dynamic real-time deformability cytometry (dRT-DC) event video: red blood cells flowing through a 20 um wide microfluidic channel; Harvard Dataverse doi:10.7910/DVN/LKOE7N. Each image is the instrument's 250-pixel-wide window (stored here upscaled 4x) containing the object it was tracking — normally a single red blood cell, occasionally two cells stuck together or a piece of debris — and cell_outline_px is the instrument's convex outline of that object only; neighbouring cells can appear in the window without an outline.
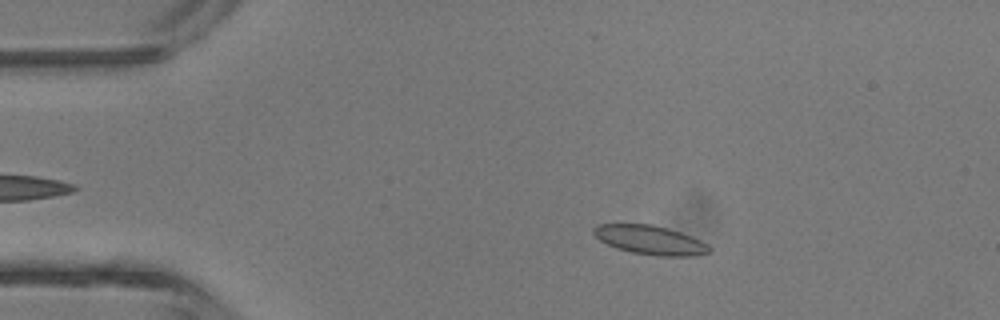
{"species": "common noctule bat (a hibernating species)", "species_latin": "Nyctalus noctula", "temperature_condition": "room temperature", "stored_images_in_passage": 3, "camera_frame_rate_fps": 3000, "um_per_image_px": 0.085, "animal": {"sex": "male", "body_mass_g": 13.3}, "frame": {"image": 1, "passage_image": 2, "time_ms": 1.333, "image_size_px": [1000, 320], "cell_outline_px": [[712, 252], [696, 256], [656, 256], [632, 252], [616, 248], [600, 240], [592, 232], [592, 228], [596, 224], [652, 224], [668, 228], [692, 236], [708, 244], [712, 248]], "centroid_in_image_um": [55.3, 20.4], "position_along_channel_um": 29.7, "area_um2": 19.77}}